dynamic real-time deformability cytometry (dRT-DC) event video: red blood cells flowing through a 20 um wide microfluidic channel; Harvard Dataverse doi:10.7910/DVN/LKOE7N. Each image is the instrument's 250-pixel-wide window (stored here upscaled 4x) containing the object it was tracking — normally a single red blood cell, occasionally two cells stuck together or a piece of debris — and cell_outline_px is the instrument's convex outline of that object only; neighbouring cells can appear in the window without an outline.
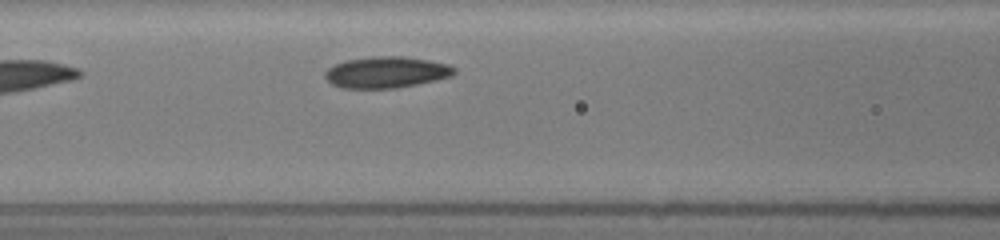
{"species": "common noctule bat (a hibernating species)", "species_latin": "Nyctalus noctula", "temperature_condition": "room temperature", "stored_images_in_passage": 3, "camera_frame_rate_fps": 3000, "um_per_image_px": 0.085, "animal": {"sex": "female", "body_mass_g": 19.5, "forearm_length_mm": 54.1}, "frame": {"image": 1, "passage_image": 3, "time_ms": 2.333, "image_size_px": [1000, 240], "cell_outline_px": [[456, 72], [452, 76], [436, 80], [396, 88], [344, 88], [332, 84], [324, 76], [324, 72], [328, 68], [344, 60], [372, 56], [404, 56], [428, 60], [448, 64], [456, 68]], "centroid_in_image_um": [32.84, 6.13], "position_along_channel_um": 133.8, "area_um2": 23.64}}